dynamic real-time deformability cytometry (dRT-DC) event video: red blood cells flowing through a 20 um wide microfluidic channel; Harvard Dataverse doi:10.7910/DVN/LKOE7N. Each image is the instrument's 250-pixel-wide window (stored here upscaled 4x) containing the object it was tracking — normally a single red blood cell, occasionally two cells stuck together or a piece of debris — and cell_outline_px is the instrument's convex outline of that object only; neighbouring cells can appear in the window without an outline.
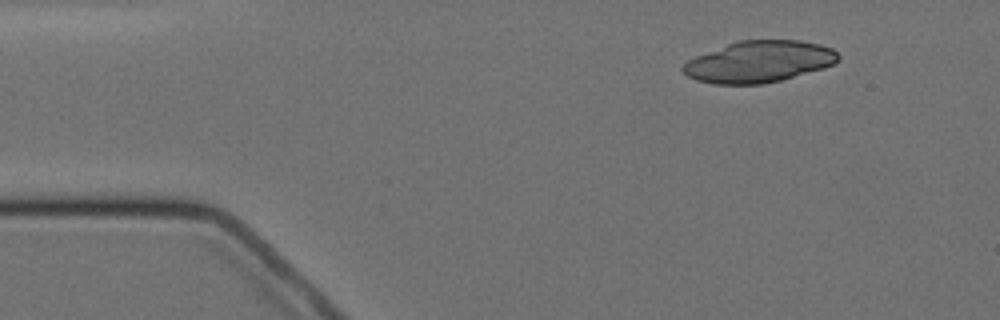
{"species": "Egyptian fruit bat (a non-hibernating species)", "species_latin": "Rousettus aegyptiacus", "temperature_condition": "cold", "stored_images_in_passage": 4, "camera_frame_rate_fps": 3000, "um_per_image_px": 0.085, "animal": {"sex": "female"}, "frame": {"image": 1, "passage_image": 1, "time_ms": 0.0, "image_size_px": [1000, 320], "cell_outline_px": [[840, 60], [824, 68], [780, 80], [764, 84], [716, 84], [696, 80], [688, 76], [680, 68], [688, 60], [696, 56], [728, 44], [740, 40], [800, 40], [820, 44], [832, 48], [840, 56]], "centroid_in_image_um": [64.54, 5.24], "position_along_channel_um": 20.5, "area_um2": 37.4}}